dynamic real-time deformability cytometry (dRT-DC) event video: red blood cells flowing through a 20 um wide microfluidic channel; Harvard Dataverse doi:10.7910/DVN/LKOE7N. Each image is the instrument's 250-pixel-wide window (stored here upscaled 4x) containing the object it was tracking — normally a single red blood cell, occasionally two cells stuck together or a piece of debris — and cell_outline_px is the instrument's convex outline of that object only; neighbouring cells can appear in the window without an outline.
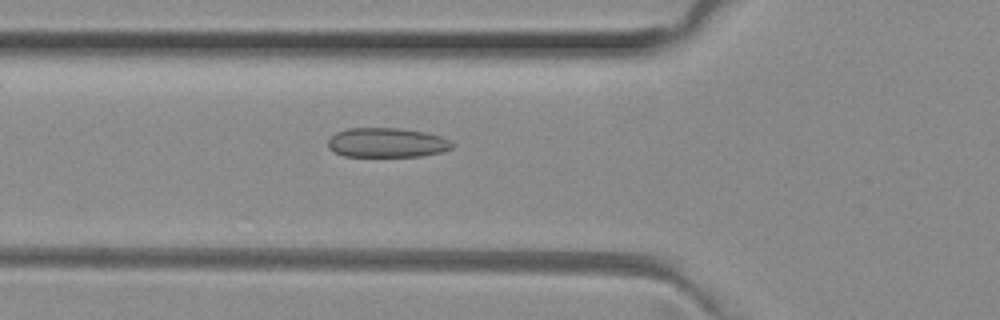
{"species": "common noctule bat (a hibernating species)", "species_latin": "Nyctalus noctula", "temperature_condition": "room temperature", "stored_images_in_passage": 51, "camera_frame_rate_fps": 3000, "um_per_image_px": 0.085, "animal": {"sex": "female", "body_mass_g": 29.2, "forearm_length_mm": 56.3}, "frame": {"image": 1, "passage_image": 18, "time_ms": 5.667, "image_size_px": [1000, 320], "cell_outline_px": [[456, 144], [452, 148], [440, 152], [420, 156], [344, 156], [332, 152], [328, 148], [328, 140], [336, 132], [348, 128], [400, 128], [424, 132], [440, 136]], "centroid_in_image_um": [32.86, 12.12], "position_along_channel_um": 92.9, "area_um2": 21.39}}
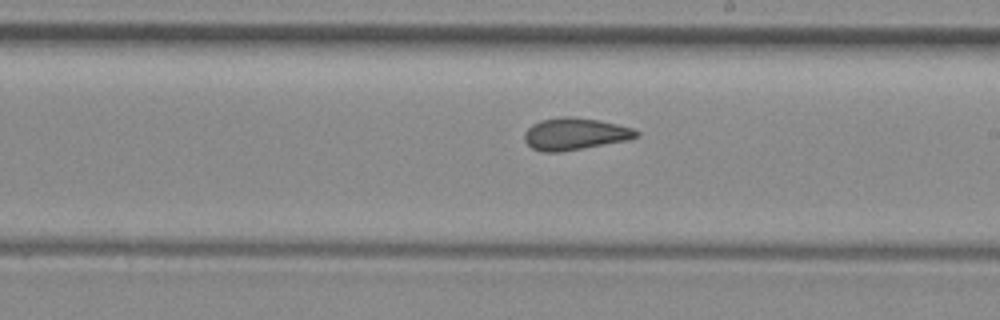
{"frame": {"image": 2, "passage_image": 29, "time_ms": 9.333, "image_size_px": [1000, 320], "cell_outline_px": [[640, 136], [628, 140], [560, 152], [544, 152], [532, 148], [524, 140], [524, 132], [532, 124], [540, 120], [560, 116], [572, 116], [600, 120], [632, 128], [640, 132]], "centroid_in_image_um": [48.86, 11.37], "position_along_channel_um": 240.1, "area_um2": 20.98}}
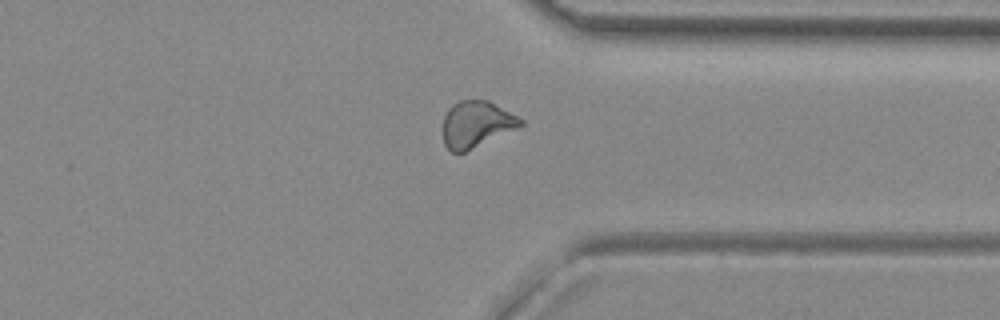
{"frame": {"image": 3, "passage_image": 39, "time_ms": 12.667, "image_size_px": [1000, 320], "cell_outline_px": [[524, 124], [516, 128], [464, 152], [452, 152], [444, 144], [440, 128], [444, 116], [448, 108], [452, 104], [460, 100], [488, 100], [524, 120]], "centroid_in_image_um": [40.42, 10.54], "position_along_channel_um": 371.0, "area_um2": 20.98}, "authors_computed_cell_mechanics": {"area_um2": 21.2704, "velocity_mm_per_s": 4.0064, "shape_relaxation_time_tau1_ms": null, "shape_relaxation_time_tau2_ms": 1.7163, "deformation_change_tau1": null, "deformation_change_tau2": 0.0751}}